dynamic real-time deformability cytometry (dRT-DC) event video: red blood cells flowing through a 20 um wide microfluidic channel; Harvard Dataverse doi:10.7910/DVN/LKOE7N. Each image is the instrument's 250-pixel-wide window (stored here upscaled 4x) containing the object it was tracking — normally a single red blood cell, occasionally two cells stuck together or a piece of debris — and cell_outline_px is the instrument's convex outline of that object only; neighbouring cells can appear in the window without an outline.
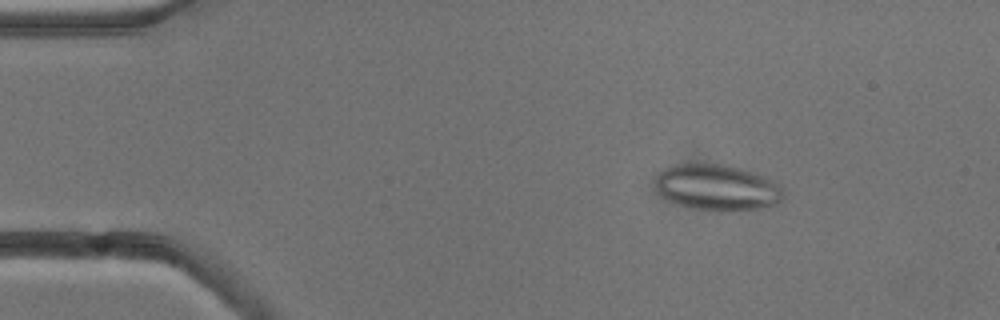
{"species": "common noctule bat (a hibernating species)", "species_latin": "Nyctalus noctula", "temperature_condition": "cold", "stored_images_in_passage": 5, "camera_frame_rate_fps": 3000, "um_per_image_px": 0.085, "animal": {"sex": "male", "body_mass_g": 13.3}, "frame": {"image": 1, "passage_image": 2, "time_ms": 1.0, "image_size_px": [1000, 320], "cell_outline_px": [[784, 196], [780, 204], [756, 208], [696, 208], [680, 204], [668, 200], [660, 192], [656, 180], [656, 176], [664, 168], [676, 164], [720, 164], [744, 168], [768, 176], [780, 184], [784, 188]], "centroid_in_image_um": [61.05, 15.88], "position_along_channel_um": 23.9, "area_um2": 33.64}}